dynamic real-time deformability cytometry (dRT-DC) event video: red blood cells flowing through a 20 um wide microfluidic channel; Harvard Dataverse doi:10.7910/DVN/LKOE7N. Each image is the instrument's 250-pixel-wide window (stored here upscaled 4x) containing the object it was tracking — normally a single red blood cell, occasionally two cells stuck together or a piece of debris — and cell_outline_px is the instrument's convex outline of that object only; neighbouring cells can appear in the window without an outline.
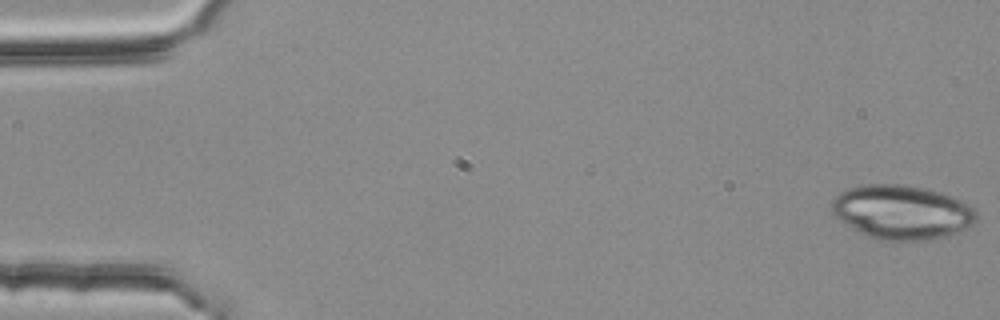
{"species": "common noctule bat (a hibernating species)", "species_latin": "Nyctalus noctula", "temperature_condition": "room temperature", "stored_images_in_passage": 3, "camera_frame_rate_fps": 3000, "um_per_image_px": 0.085, "animal": {"sex": "female", "body_mass_g": 25.1}, "frame": {"image": 1, "passage_image": 1, "time_ms": 0.0, "image_size_px": [1000, 320], "cell_outline_px": [[976, 220], [968, 228], [956, 232], [928, 240], [884, 240], [864, 236], [840, 220], [832, 212], [832, 200], [840, 192], [848, 188], [864, 184], [904, 184], [924, 188], [940, 192], [960, 200], [968, 204], [976, 212]], "centroid_in_image_um": [76.63, 18.02], "position_along_channel_um": 8.4, "area_um2": 45.49}}